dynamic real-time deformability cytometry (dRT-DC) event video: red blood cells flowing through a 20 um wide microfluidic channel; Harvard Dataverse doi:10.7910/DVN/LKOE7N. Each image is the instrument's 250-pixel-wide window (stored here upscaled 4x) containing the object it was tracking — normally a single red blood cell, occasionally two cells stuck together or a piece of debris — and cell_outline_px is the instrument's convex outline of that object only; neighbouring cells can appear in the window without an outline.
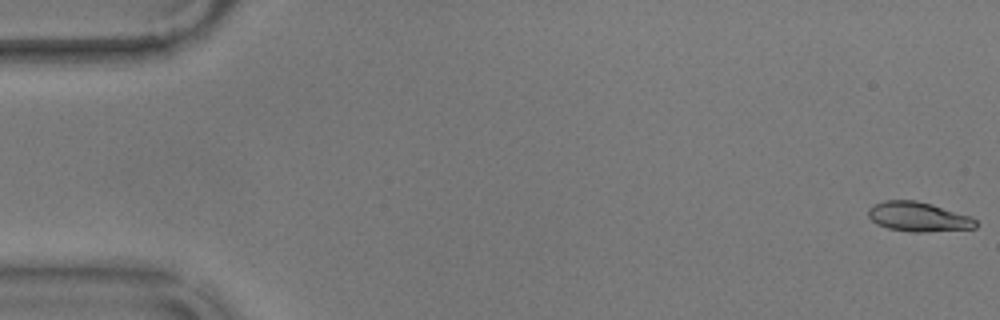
{"species": "common noctule bat (a hibernating species)", "species_latin": "Nyctalus noctula", "temperature_condition": "warm", "stored_images_in_passage": 14, "camera_frame_rate_fps": 3000, "um_per_image_px": 0.085, "animal": {"sex": "male", "body_mass_g": 17.9}, "frame": {"image": 1, "passage_image": 1, "time_ms": 0.0, "image_size_px": [1000, 320], "cell_outline_px": [[976, 228], [928, 232], [912, 232], [888, 228], [876, 224], [868, 216], [868, 208], [884, 200], [916, 200], [932, 204], [972, 216], [976, 220]], "centroid_in_image_um": [78.07, 18.43], "position_along_channel_um": 6.9, "area_um2": 18.61}}
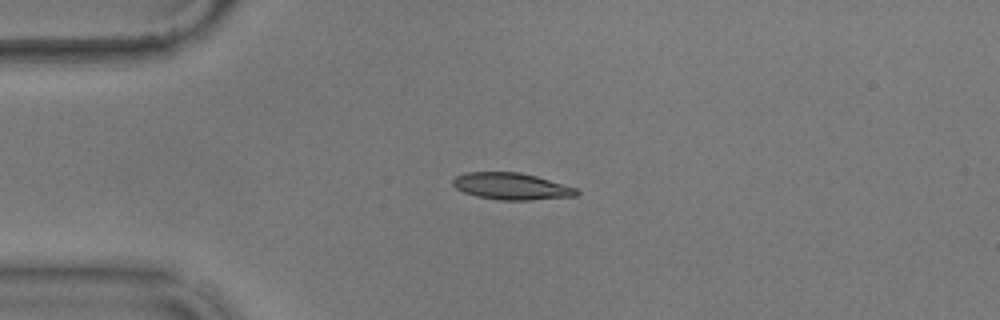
{"frame": {"image": 2, "passage_image": 14, "time_ms": 4.333, "image_size_px": [1000, 320], "cell_outline_px": [[580, 192], [576, 196], [528, 200], [500, 200], [476, 196], [464, 192], [456, 188], [452, 184], [452, 180], [456, 176], [464, 172], [520, 172], [536, 176], [576, 188]], "centroid_in_image_um": [43.45, 15.83], "position_along_channel_um": 41.6, "area_um2": 19.25}}